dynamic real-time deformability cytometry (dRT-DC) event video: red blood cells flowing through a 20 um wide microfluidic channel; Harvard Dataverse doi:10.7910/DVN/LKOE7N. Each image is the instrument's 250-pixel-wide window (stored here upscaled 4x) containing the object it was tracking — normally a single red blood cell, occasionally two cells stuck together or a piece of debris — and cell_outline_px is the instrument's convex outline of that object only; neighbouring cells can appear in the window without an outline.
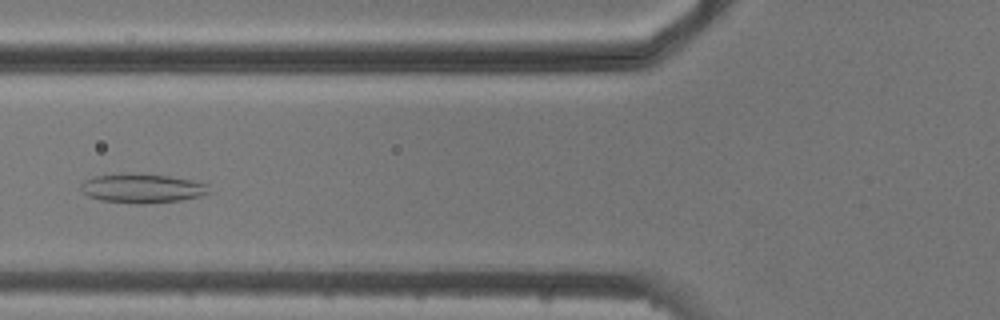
{"species": "common noctule bat (a hibernating species)", "species_latin": "Nyctalus noctula", "temperature_condition": "cold", "stored_images_in_passage": 6, "camera_frame_rate_fps": 3000, "um_per_image_px": 0.085, "animal": {"sex": "male", "body_mass_g": 20.5, "forearm_length_mm": 52.5}, "frame": {"image": 1, "passage_image": 6, "time_ms": 6.0, "image_size_px": [1000, 320], "cell_outline_px": [[212, 192], [200, 196], [180, 200], [140, 204], [136, 204], [100, 200], [88, 196], [80, 188], [80, 184], [84, 180], [96, 176], [120, 172], [168, 176], [192, 180], [208, 184]], "centroid_in_image_um": [12.08, 16.0], "position_along_channel_um": 113.7, "area_um2": 21.96}}